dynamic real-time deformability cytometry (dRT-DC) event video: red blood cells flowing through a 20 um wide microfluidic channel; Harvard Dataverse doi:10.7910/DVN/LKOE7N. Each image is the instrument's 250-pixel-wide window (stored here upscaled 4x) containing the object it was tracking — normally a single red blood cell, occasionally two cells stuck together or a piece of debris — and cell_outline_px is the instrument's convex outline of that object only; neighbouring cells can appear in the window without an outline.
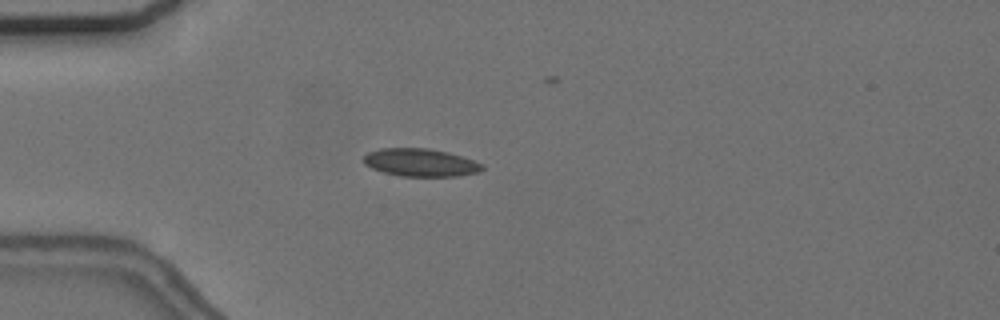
{"species": "common noctule bat (a hibernating species)", "species_latin": "Nyctalus noctula", "temperature_condition": "cold", "stored_images_in_passage": 35, "camera_frame_rate_fps": 3000, "um_per_image_px": 0.085, "animal": {"sex": "female", "body_mass_g": 24.6, "forearm_length_mm": 56.2}, "frame": {"image": 1, "passage_image": 6, "time_ms": 1.667, "image_size_px": [1000, 320], "cell_outline_px": [[484, 168], [480, 172], [456, 176], [400, 176], [384, 172], [372, 168], [364, 164], [364, 156], [368, 152], [380, 148], [428, 148], [448, 152], [484, 164]], "centroid_in_image_um": [35.75, 13.81], "position_along_channel_um": 49.3, "area_um2": 19.19}}
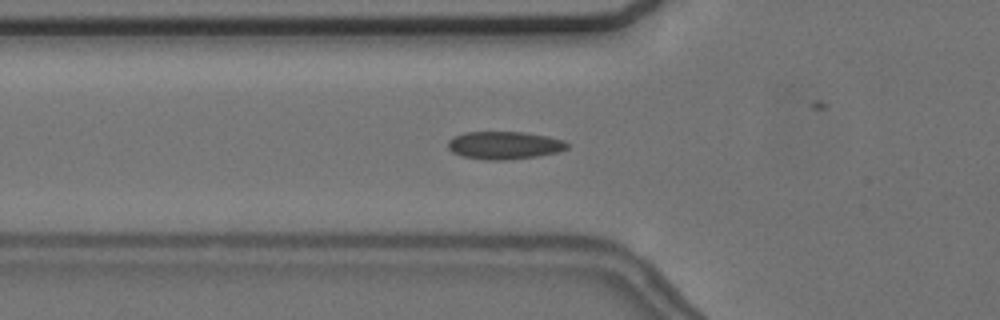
{"frame": {"image": 2, "passage_image": 10, "time_ms": 3.0, "image_size_px": [1000, 320], "cell_outline_px": [[568, 148], [560, 152], [536, 156], [504, 160], [484, 160], [460, 156], [452, 152], [448, 148], [448, 140], [452, 136], [464, 132], [524, 132], [548, 136], [564, 140], [568, 144]], "centroid_in_image_um": [42.84, 12.35], "position_along_channel_um": 83.0, "area_um2": 19.54}}
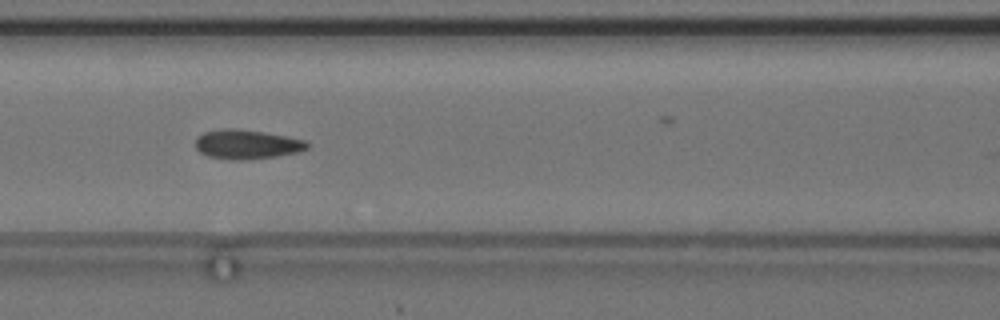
{"frame": {"image": 3, "passage_image": 15, "time_ms": 4.667, "image_size_px": [1000, 320], "cell_outline_px": [[312, 144], [308, 148], [300, 152], [276, 156], [240, 160], [228, 160], [208, 156], [200, 152], [196, 148], [196, 136], [204, 132], [228, 128], [232, 128], [264, 132], [308, 140]], "centroid_in_image_um": [21.02, 12.27], "position_along_channel_um": 145.6, "area_um2": 19.25}}